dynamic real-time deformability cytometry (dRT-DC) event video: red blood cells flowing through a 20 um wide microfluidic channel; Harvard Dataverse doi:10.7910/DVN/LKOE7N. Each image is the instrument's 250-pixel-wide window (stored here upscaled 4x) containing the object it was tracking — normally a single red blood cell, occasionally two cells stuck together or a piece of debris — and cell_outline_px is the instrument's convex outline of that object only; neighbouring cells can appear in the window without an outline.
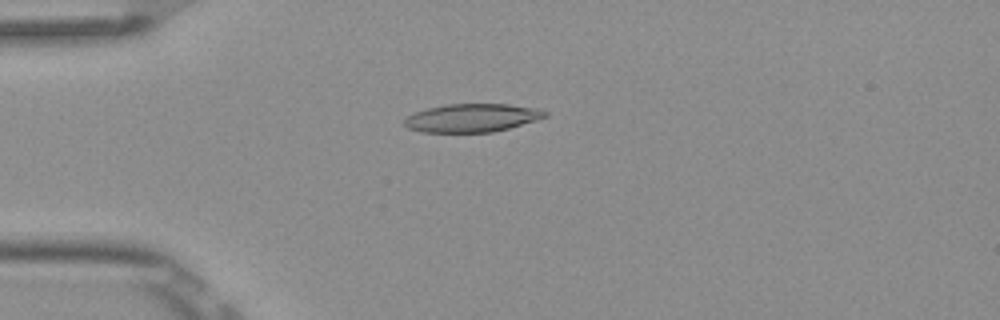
{"species": "Egyptian fruit bat (a non-hibernating species)", "species_latin": "Rousettus aegyptiacus", "temperature_condition": "room temperature", "stored_images_in_passage": 8, "camera_frame_rate_fps": 3000, "um_per_image_px": 0.085, "frame": {"image": 1, "passage_image": 4, "time_ms": 1.0, "image_size_px": [1000, 320], "cell_outline_px": [[548, 116], [536, 120], [508, 128], [492, 132], [420, 132], [408, 128], [404, 124], [404, 116], [428, 108], [448, 104], [508, 104], [536, 108], [548, 112]], "centroid_in_image_um": [40.1, 10.02], "position_along_channel_um": 44.9, "area_um2": 23.12}}
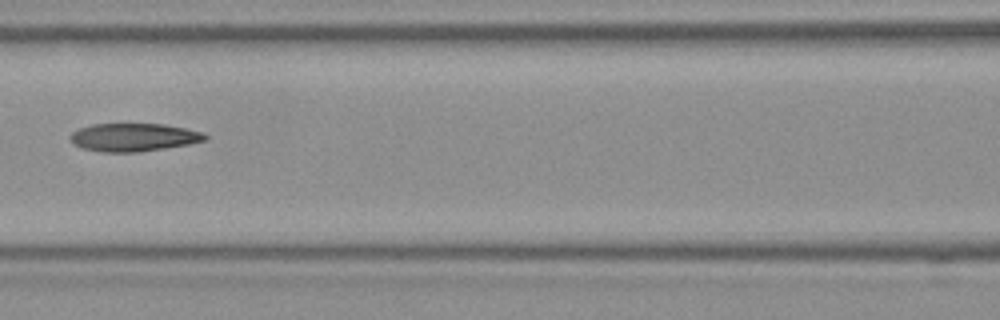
{"frame": {"image": 2, "passage_image": 7, "time_ms": 2.0, "image_size_px": [1000, 320], "cell_outline_px": [[208, 136], [204, 140], [188, 144], [140, 152], [100, 152], [80, 148], [72, 144], [68, 140], [68, 136], [72, 132], [80, 128], [92, 124], [164, 124], [204, 132]], "centroid_in_image_um": [11.29, 11.67], "position_along_channel_um": 155.3, "area_um2": 22.2}}
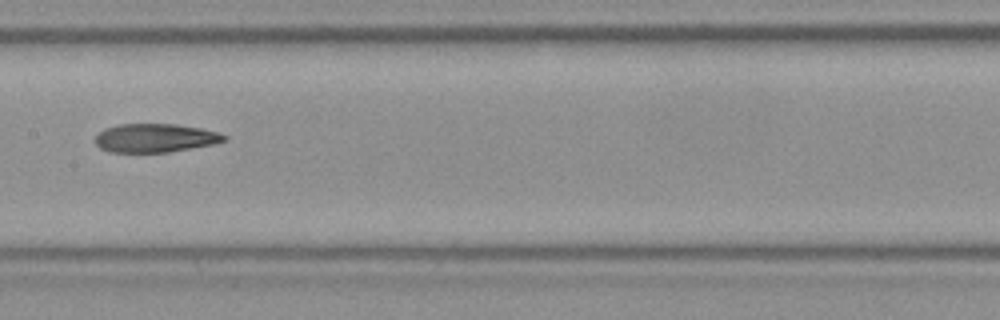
{"frame": {"image": 3, "passage_image": 8, "time_ms": 2.333, "image_size_px": [1000, 320], "cell_outline_px": [[228, 140], [212, 144], [192, 148], [168, 152], [108, 152], [100, 148], [96, 144], [96, 136], [104, 128], [120, 124], [176, 124], [200, 128], [220, 132], [228, 136]], "centroid_in_image_um": [13.22, 11.73], "position_along_channel_um": 194.2, "area_um2": 21.56}}